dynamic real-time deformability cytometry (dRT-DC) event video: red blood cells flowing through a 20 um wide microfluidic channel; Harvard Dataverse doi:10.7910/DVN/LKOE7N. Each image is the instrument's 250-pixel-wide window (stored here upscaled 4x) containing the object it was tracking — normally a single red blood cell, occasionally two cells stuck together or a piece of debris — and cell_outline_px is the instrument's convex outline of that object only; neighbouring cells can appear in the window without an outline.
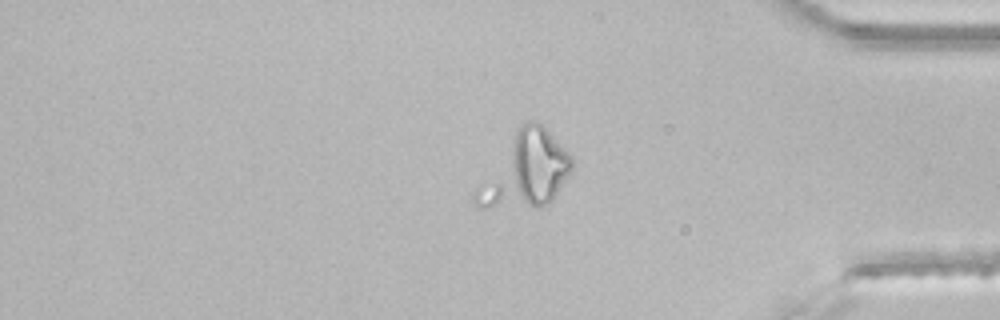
{"species": "common noctule bat (a hibernating species)", "species_latin": "Nyctalus noctula", "temperature_condition": "room temperature", "stored_images_in_passage": 47, "camera_frame_rate_fps": 3000, "um_per_image_px": 0.085, "animal": {"sex": "male", "body_mass_g": 21.5, "forearm_length_mm": 52.0}, "frame": {"image": 1, "passage_image": 40, "time_ms": 13.0, "image_size_px": [1000, 320], "cell_outline_px": [[572, 168], [552, 200], [544, 204], [480, 208], [472, 204], [472, 192], [520, 124], [528, 120], [532, 120], [540, 124], [572, 156]], "centroid_in_image_um": [44.59, 14.48], "position_along_channel_um": 390.6, "area_um2": 40.69}}
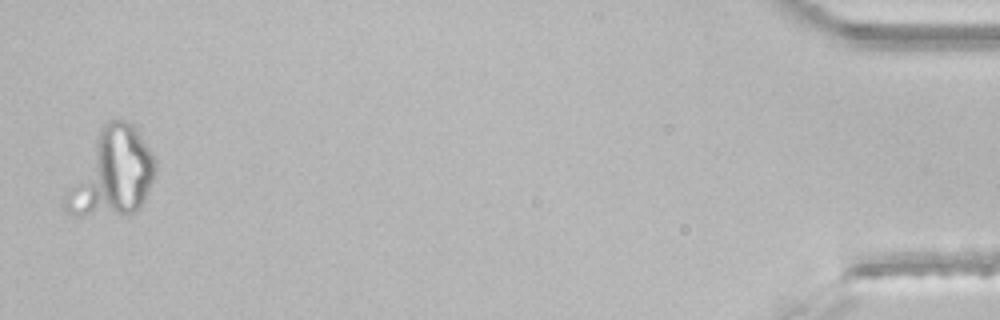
{"frame": {"image": 2, "passage_image": 47, "time_ms": 15.333, "image_size_px": [1000, 320], "cell_outline_px": [[156, 172], [144, 200], [140, 208], [136, 212], [128, 216], [68, 212], [64, 208], [64, 196], [68, 188], [100, 128], [108, 120], [124, 120], [132, 124], [156, 160]], "centroid_in_image_um": [9.57, 14.73], "position_along_channel_um": 425.6, "area_um2": 44.51}}